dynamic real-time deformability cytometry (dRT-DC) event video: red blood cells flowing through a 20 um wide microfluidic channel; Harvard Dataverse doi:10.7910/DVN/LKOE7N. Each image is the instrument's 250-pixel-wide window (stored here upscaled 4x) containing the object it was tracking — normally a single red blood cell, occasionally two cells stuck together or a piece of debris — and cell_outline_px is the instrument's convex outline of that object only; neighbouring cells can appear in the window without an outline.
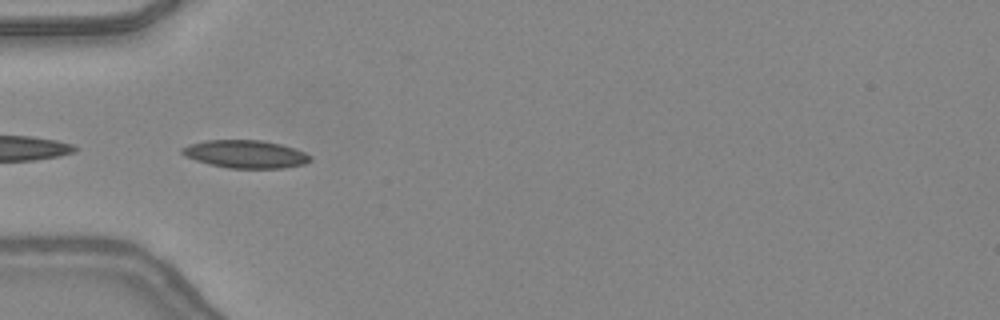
{"species": "common noctule bat (a hibernating species)", "species_latin": "Nyctalus noctula", "temperature_condition": "warm", "stored_images_in_passage": 13, "camera_frame_rate_fps": 3000, "um_per_image_px": 0.085, "animal": {"sex": "female", "body_mass_g": 24.6, "forearm_length_mm": 56.2}, "frame": {"image": 1, "passage_image": 4, "time_ms": 1.0, "image_size_px": [1000, 320], "cell_outline_px": [[312, 160], [304, 164], [284, 168], [228, 168], [196, 160], [184, 156], [180, 152], [180, 148], [188, 144], [204, 140], [260, 140], [280, 144], [304, 152], [312, 156]], "centroid_in_image_um": [20.84, 13.09], "position_along_channel_um": 64.2, "area_um2": 20.81}}